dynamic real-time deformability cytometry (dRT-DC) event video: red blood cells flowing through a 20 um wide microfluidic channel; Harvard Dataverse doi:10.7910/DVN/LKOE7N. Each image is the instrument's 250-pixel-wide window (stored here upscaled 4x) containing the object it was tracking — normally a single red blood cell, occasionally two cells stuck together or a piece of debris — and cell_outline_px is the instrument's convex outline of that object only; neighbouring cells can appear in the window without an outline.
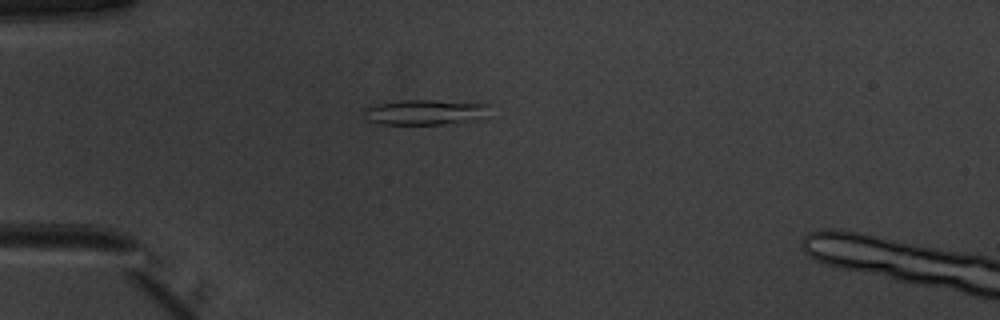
{"species": "common noctule bat (a hibernating species)", "species_latin": "Nyctalus noctula", "temperature_condition": "warm", "stored_images_in_passage": 39, "camera_frame_rate_fps": 3000, "um_per_image_px": 0.085, "animal": {"sex": "male", "body_mass_g": 20.1, "forearm_length_mm": 53.5}, "frame": {"image": 1, "passage_image": 1, "time_ms": 0.0, "image_size_px": [1000, 320], "cell_outline_px": [[488, 116], [480, 120], [440, 124], [380, 124], [368, 120], [364, 112], [364, 108], [380, 104], [404, 100], [436, 100], [488, 104]], "centroid_in_image_um": [36.2, 9.54], "position_along_channel_um": 48.8, "area_um2": 18.38}}
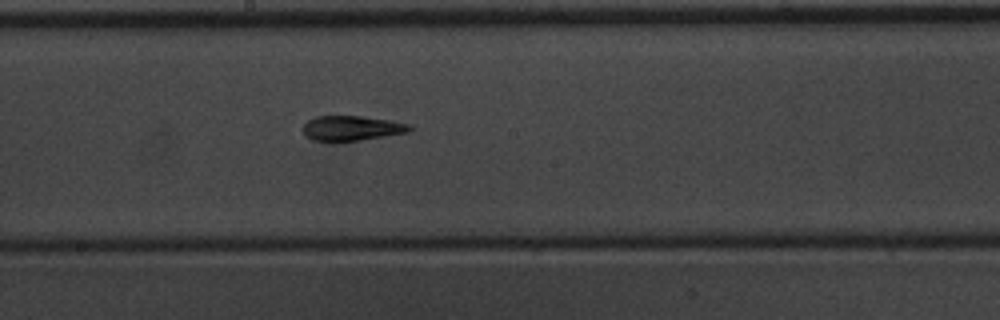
{"frame": {"image": 2, "passage_image": 15, "time_ms": 4.667, "image_size_px": [1000, 320], "cell_outline_px": [[412, 128], [408, 132], [360, 140], [332, 144], [312, 140], [304, 132], [304, 124], [308, 120], [316, 116], [360, 116], [392, 120], [412, 124]], "centroid_in_image_um": [29.88, 10.92], "position_along_channel_um": 218.3, "area_um2": 15.9}}
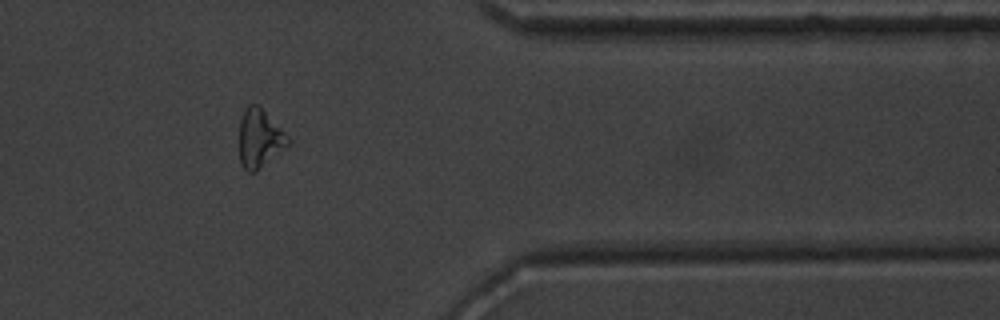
{"frame": {"image": 3, "passage_image": 29, "time_ms": 9.333, "image_size_px": [1000, 320], "cell_outline_px": [[292, 140], [288, 144], [256, 172], [248, 172], [240, 164], [240, 120], [248, 104], [260, 104]], "centroid_in_image_um": [22.07, 11.74], "position_along_channel_um": 389.3, "area_um2": 16.59}}